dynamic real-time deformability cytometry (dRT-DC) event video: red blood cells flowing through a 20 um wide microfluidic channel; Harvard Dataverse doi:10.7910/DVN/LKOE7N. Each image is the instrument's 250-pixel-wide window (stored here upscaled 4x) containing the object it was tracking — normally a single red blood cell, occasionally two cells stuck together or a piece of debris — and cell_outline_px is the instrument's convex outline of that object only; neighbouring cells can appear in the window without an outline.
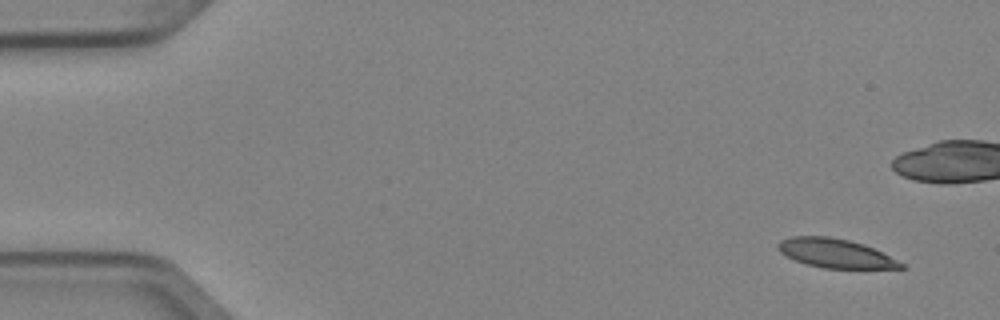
{"species": "Egyptian fruit bat (a non-hibernating species)", "species_latin": "Rousettus aegyptiacus", "temperature_condition": "cold", "stored_images_in_passage": 7, "camera_frame_rate_fps": 3000, "um_per_image_px": 0.085, "animal": {"sex": "female"}, "frame": {"image": 1, "passage_image": 1, "time_ms": 0.0, "image_size_px": [1000, 320], "cell_outline_px": [[908, 268], [824, 268], [808, 264], [796, 260], [780, 252], [776, 248], [776, 244], [780, 240], [792, 236], [828, 236], [848, 240], [864, 244], [904, 264]], "centroid_in_image_um": [70.97, 21.52], "position_along_channel_um": 14.0, "area_um2": 20.46}}